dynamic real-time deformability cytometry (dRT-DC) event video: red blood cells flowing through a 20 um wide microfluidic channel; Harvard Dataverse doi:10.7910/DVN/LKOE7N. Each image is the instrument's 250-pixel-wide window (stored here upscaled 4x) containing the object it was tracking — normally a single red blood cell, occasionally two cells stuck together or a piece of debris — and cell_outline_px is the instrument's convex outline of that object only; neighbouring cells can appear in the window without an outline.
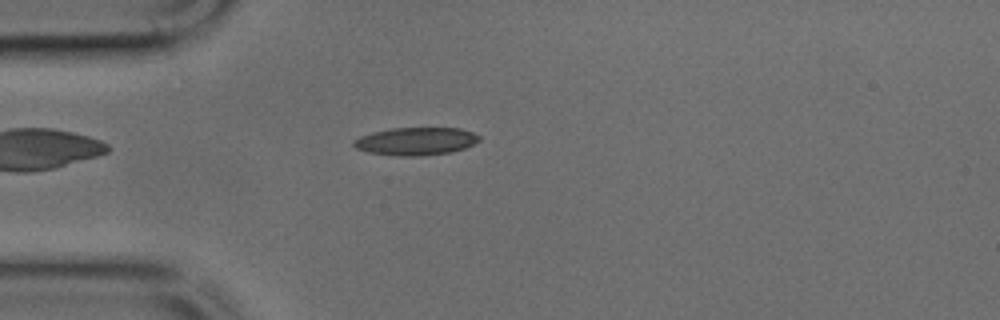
{"species": "common noctule bat (a hibernating species)", "species_latin": "Nyctalus noctula", "temperature_condition": "cold", "stored_images_in_passage": 40, "camera_frame_rate_fps": 3000, "um_per_image_px": 0.085, "animal": {"sex": "male", "body_mass_g": 17.9, "forearm_length_mm": 54.2}, "frame": {"image": 1, "passage_image": 5, "time_ms": 1.333, "image_size_px": [1000, 320], "cell_outline_px": [[480, 140], [464, 148], [452, 152], [420, 156], [400, 156], [368, 152], [356, 148], [352, 144], [352, 140], [360, 136], [372, 132], [392, 128], [460, 128], [472, 132], [480, 136]], "centroid_in_image_um": [35.33, 12.0], "position_along_channel_um": 49.7, "area_um2": 20.35}}
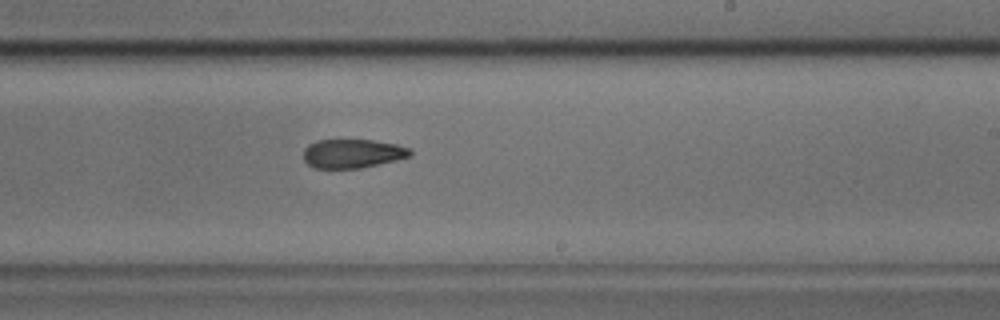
{"frame": {"image": 2, "passage_image": 21, "time_ms": 6.667, "image_size_px": [1000, 320], "cell_outline_px": [[412, 156], [396, 160], [360, 168], [312, 168], [304, 160], [304, 148], [308, 144], [316, 140], [372, 140], [396, 144], [412, 148]], "centroid_in_image_um": [29.97, 13.05], "position_along_channel_um": 259.0, "area_um2": 18.09}}
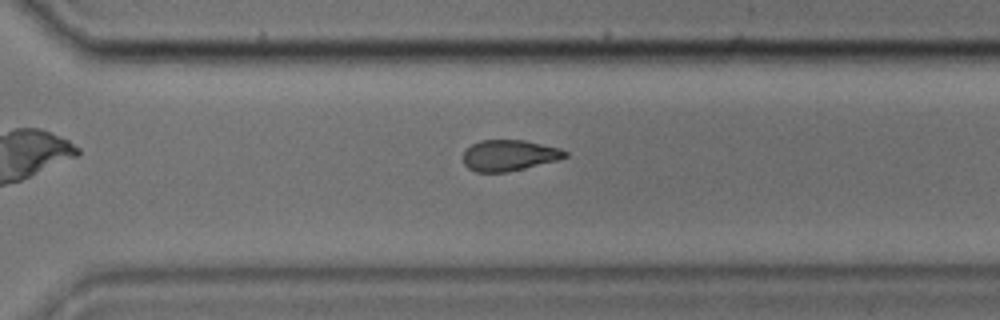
{"frame": {"image": 3, "passage_image": 26, "time_ms": 8.333, "image_size_px": [1000, 320], "cell_outline_px": [[568, 156], [556, 160], [508, 172], [476, 172], [468, 168], [464, 164], [464, 152], [472, 144], [480, 140], [524, 140], [560, 148], [568, 152]], "centroid_in_image_um": [43.27, 13.2], "position_along_channel_um": 327.3, "area_um2": 18.26}}